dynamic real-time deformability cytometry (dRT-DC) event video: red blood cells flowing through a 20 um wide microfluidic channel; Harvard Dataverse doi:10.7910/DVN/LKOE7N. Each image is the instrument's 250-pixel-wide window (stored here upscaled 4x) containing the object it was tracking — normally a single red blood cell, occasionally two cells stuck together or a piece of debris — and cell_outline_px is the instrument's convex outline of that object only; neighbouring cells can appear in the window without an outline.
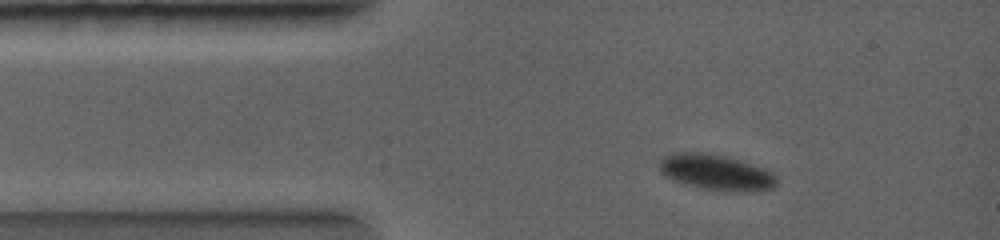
{"species": "common noctule bat (a hibernating species)", "species_latin": "Nyctalus noctula", "temperature_condition": "warm", "stored_images_in_passage": 7, "camera_frame_rate_fps": 5000, "um_per_image_px": 0.085, "animal": {"sex": "female", "body_mass_g": 19.0, "forearm_length_mm": 56.7}, "frame": {"image": 1, "passage_image": 2, "time_ms": 0.8, "image_size_px": [1000, 240], "cell_outline_px": [[776, 180], [768, 188], [708, 188], [676, 180], [660, 172], [660, 160], [664, 156], [672, 152], [704, 152], [724, 156], [740, 160], [768, 168], [772, 172]], "centroid_in_image_um": [60.79, 14.54], "position_along_channel_um": 24.2, "area_um2": 22.72}}
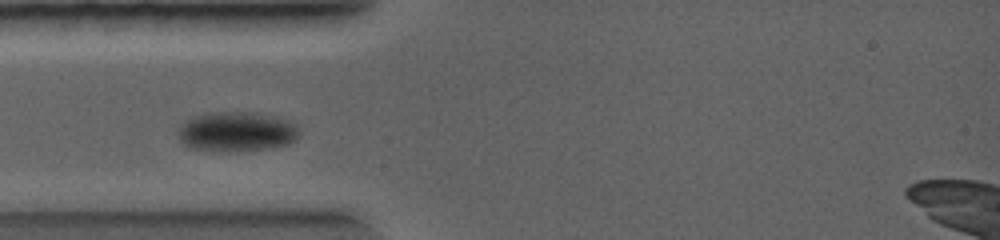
{"frame": {"image": 2, "passage_image": 4, "time_ms": 2.2, "image_size_px": [1000, 240], "cell_outline_px": [[300, 132], [288, 144], [272, 148], [228, 152], [188, 148], [180, 140], [180, 124], [192, 116], [204, 112], [260, 112], [292, 120], [296, 124]], "centroid_in_image_um": [20.12, 11.17], "position_along_channel_um": 64.9, "area_um2": 28.55}}
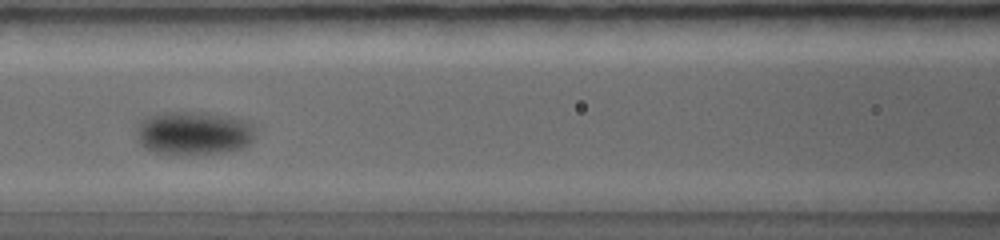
{"frame": {"image": 3, "passage_image": 6, "time_ms": 3.8, "image_size_px": [1000, 240], "cell_outline_px": [[252, 140], [248, 144], [240, 148], [224, 152], [156, 152], [140, 144], [140, 124], [148, 116], [160, 112], [208, 112], [248, 120], [252, 124]], "centroid_in_image_um": [16.52, 11.26], "position_along_channel_um": 150.1, "area_um2": 28.96}}